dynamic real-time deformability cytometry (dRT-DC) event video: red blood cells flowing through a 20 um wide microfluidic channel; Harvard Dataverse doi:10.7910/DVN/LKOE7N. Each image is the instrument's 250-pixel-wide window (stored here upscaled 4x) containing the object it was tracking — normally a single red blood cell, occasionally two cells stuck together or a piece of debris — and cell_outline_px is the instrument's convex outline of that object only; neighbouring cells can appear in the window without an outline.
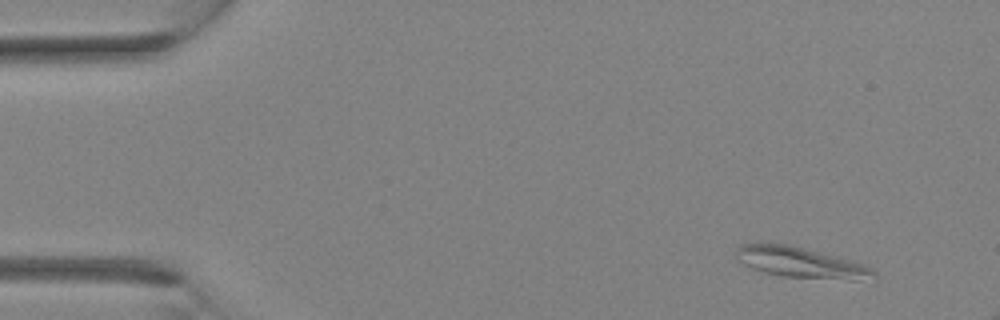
{"species": "Egyptian fruit bat (a non-hibernating species)", "species_latin": "Rousettus aegyptiacus", "temperature_condition": "room temperature", "stored_images_in_passage": 3, "camera_frame_rate_fps": 3000, "um_per_image_px": 0.085, "animal": {"sex": "female"}, "frame": {"image": 1, "passage_image": 1, "time_ms": 0.0, "image_size_px": [1000, 320], "cell_outline_px": [[876, 280], [848, 280], [780, 276], [764, 272], [752, 268], [744, 264], [736, 256], [736, 248], [744, 244], [788, 244], [852, 260], [864, 264], [872, 268], [876, 272]], "centroid_in_image_um": [68.16, 22.34], "position_along_channel_um": 16.8, "area_um2": 24.51}}